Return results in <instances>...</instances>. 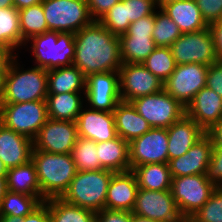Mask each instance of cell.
<instances>
[{
    "label": "cell",
    "mask_w": 222,
    "mask_h": 222,
    "mask_svg": "<svg viewBox=\"0 0 222 222\" xmlns=\"http://www.w3.org/2000/svg\"><path fill=\"white\" fill-rule=\"evenodd\" d=\"M6 75L7 71H0V105L4 96Z\"/></svg>",
    "instance_id": "cell-52"
},
{
    "label": "cell",
    "mask_w": 222,
    "mask_h": 222,
    "mask_svg": "<svg viewBox=\"0 0 222 222\" xmlns=\"http://www.w3.org/2000/svg\"><path fill=\"white\" fill-rule=\"evenodd\" d=\"M42 2L43 0H13L14 7L17 10H21V9H24L33 5H37Z\"/></svg>",
    "instance_id": "cell-51"
},
{
    "label": "cell",
    "mask_w": 222,
    "mask_h": 222,
    "mask_svg": "<svg viewBox=\"0 0 222 222\" xmlns=\"http://www.w3.org/2000/svg\"><path fill=\"white\" fill-rule=\"evenodd\" d=\"M42 8L48 31L75 34L95 21L87 0H43Z\"/></svg>",
    "instance_id": "cell-6"
},
{
    "label": "cell",
    "mask_w": 222,
    "mask_h": 222,
    "mask_svg": "<svg viewBox=\"0 0 222 222\" xmlns=\"http://www.w3.org/2000/svg\"><path fill=\"white\" fill-rule=\"evenodd\" d=\"M130 170L155 163L168 164V134L165 128H151L129 143Z\"/></svg>",
    "instance_id": "cell-15"
},
{
    "label": "cell",
    "mask_w": 222,
    "mask_h": 222,
    "mask_svg": "<svg viewBox=\"0 0 222 222\" xmlns=\"http://www.w3.org/2000/svg\"><path fill=\"white\" fill-rule=\"evenodd\" d=\"M33 140L0 123V159L8 169L31 160Z\"/></svg>",
    "instance_id": "cell-20"
},
{
    "label": "cell",
    "mask_w": 222,
    "mask_h": 222,
    "mask_svg": "<svg viewBox=\"0 0 222 222\" xmlns=\"http://www.w3.org/2000/svg\"><path fill=\"white\" fill-rule=\"evenodd\" d=\"M77 137L76 122L49 118L33 140V150L71 154Z\"/></svg>",
    "instance_id": "cell-14"
},
{
    "label": "cell",
    "mask_w": 222,
    "mask_h": 222,
    "mask_svg": "<svg viewBox=\"0 0 222 222\" xmlns=\"http://www.w3.org/2000/svg\"><path fill=\"white\" fill-rule=\"evenodd\" d=\"M208 25L222 20V0H195Z\"/></svg>",
    "instance_id": "cell-42"
},
{
    "label": "cell",
    "mask_w": 222,
    "mask_h": 222,
    "mask_svg": "<svg viewBox=\"0 0 222 222\" xmlns=\"http://www.w3.org/2000/svg\"><path fill=\"white\" fill-rule=\"evenodd\" d=\"M48 94L80 92L86 89V77L74 65L47 71Z\"/></svg>",
    "instance_id": "cell-27"
},
{
    "label": "cell",
    "mask_w": 222,
    "mask_h": 222,
    "mask_svg": "<svg viewBox=\"0 0 222 222\" xmlns=\"http://www.w3.org/2000/svg\"><path fill=\"white\" fill-rule=\"evenodd\" d=\"M98 21L116 36L126 33L131 24L127 19L126 4L122 0L110 8Z\"/></svg>",
    "instance_id": "cell-38"
},
{
    "label": "cell",
    "mask_w": 222,
    "mask_h": 222,
    "mask_svg": "<svg viewBox=\"0 0 222 222\" xmlns=\"http://www.w3.org/2000/svg\"><path fill=\"white\" fill-rule=\"evenodd\" d=\"M120 0H87V5L92 18L98 21L110 8Z\"/></svg>",
    "instance_id": "cell-46"
},
{
    "label": "cell",
    "mask_w": 222,
    "mask_h": 222,
    "mask_svg": "<svg viewBox=\"0 0 222 222\" xmlns=\"http://www.w3.org/2000/svg\"><path fill=\"white\" fill-rule=\"evenodd\" d=\"M15 56L9 63L5 91L2 103H24L46 100L48 95V76L44 68L33 66L24 67L18 63Z\"/></svg>",
    "instance_id": "cell-3"
},
{
    "label": "cell",
    "mask_w": 222,
    "mask_h": 222,
    "mask_svg": "<svg viewBox=\"0 0 222 222\" xmlns=\"http://www.w3.org/2000/svg\"><path fill=\"white\" fill-rule=\"evenodd\" d=\"M121 101L155 94L163 89V82L142 63H123L119 69Z\"/></svg>",
    "instance_id": "cell-12"
},
{
    "label": "cell",
    "mask_w": 222,
    "mask_h": 222,
    "mask_svg": "<svg viewBox=\"0 0 222 222\" xmlns=\"http://www.w3.org/2000/svg\"><path fill=\"white\" fill-rule=\"evenodd\" d=\"M48 119L46 100L0 105V123L31 140Z\"/></svg>",
    "instance_id": "cell-7"
},
{
    "label": "cell",
    "mask_w": 222,
    "mask_h": 222,
    "mask_svg": "<svg viewBox=\"0 0 222 222\" xmlns=\"http://www.w3.org/2000/svg\"><path fill=\"white\" fill-rule=\"evenodd\" d=\"M81 93L85 94L83 91L48 94L46 98L48 118L76 122L84 105Z\"/></svg>",
    "instance_id": "cell-28"
},
{
    "label": "cell",
    "mask_w": 222,
    "mask_h": 222,
    "mask_svg": "<svg viewBox=\"0 0 222 222\" xmlns=\"http://www.w3.org/2000/svg\"><path fill=\"white\" fill-rule=\"evenodd\" d=\"M170 50L177 65L198 63L209 66L219 60L210 27L197 32L182 33L172 43Z\"/></svg>",
    "instance_id": "cell-9"
},
{
    "label": "cell",
    "mask_w": 222,
    "mask_h": 222,
    "mask_svg": "<svg viewBox=\"0 0 222 222\" xmlns=\"http://www.w3.org/2000/svg\"><path fill=\"white\" fill-rule=\"evenodd\" d=\"M215 189L205 174H196L172 178L170 191L181 216L189 219L209 200Z\"/></svg>",
    "instance_id": "cell-8"
},
{
    "label": "cell",
    "mask_w": 222,
    "mask_h": 222,
    "mask_svg": "<svg viewBox=\"0 0 222 222\" xmlns=\"http://www.w3.org/2000/svg\"><path fill=\"white\" fill-rule=\"evenodd\" d=\"M130 102L152 128L168 129L185 115V107L164 89Z\"/></svg>",
    "instance_id": "cell-10"
},
{
    "label": "cell",
    "mask_w": 222,
    "mask_h": 222,
    "mask_svg": "<svg viewBox=\"0 0 222 222\" xmlns=\"http://www.w3.org/2000/svg\"><path fill=\"white\" fill-rule=\"evenodd\" d=\"M0 45L14 51L25 46L21 37L19 12L15 7L0 8Z\"/></svg>",
    "instance_id": "cell-32"
},
{
    "label": "cell",
    "mask_w": 222,
    "mask_h": 222,
    "mask_svg": "<svg viewBox=\"0 0 222 222\" xmlns=\"http://www.w3.org/2000/svg\"><path fill=\"white\" fill-rule=\"evenodd\" d=\"M155 11L152 38L157 47H170L182 35L177 24L161 9Z\"/></svg>",
    "instance_id": "cell-37"
},
{
    "label": "cell",
    "mask_w": 222,
    "mask_h": 222,
    "mask_svg": "<svg viewBox=\"0 0 222 222\" xmlns=\"http://www.w3.org/2000/svg\"><path fill=\"white\" fill-rule=\"evenodd\" d=\"M160 9L177 24L182 33L197 32L209 27L195 0L169 2Z\"/></svg>",
    "instance_id": "cell-23"
},
{
    "label": "cell",
    "mask_w": 222,
    "mask_h": 222,
    "mask_svg": "<svg viewBox=\"0 0 222 222\" xmlns=\"http://www.w3.org/2000/svg\"><path fill=\"white\" fill-rule=\"evenodd\" d=\"M131 213L158 222H181L184 219L170 190L138 189Z\"/></svg>",
    "instance_id": "cell-13"
},
{
    "label": "cell",
    "mask_w": 222,
    "mask_h": 222,
    "mask_svg": "<svg viewBox=\"0 0 222 222\" xmlns=\"http://www.w3.org/2000/svg\"><path fill=\"white\" fill-rule=\"evenodd\" d=\"M154 23L155 13L132 22L128 31L122 35H152Z\"/></svg>",
    "instance_id": "cell-44"
},
{
    "label": "cell",
    "mask_w": 222,
    "mask_h": 222,
    "mask_svg": "<svg viewBox=\"0 0 222 222\" xmlns=\"http://www.w3.org/2000/svg\"><path fill=\"white\" fill-rule=\"evenodd\" d=\"M206 87L222 97V60L208 66Z\"/></svg>",
    "instance_id": "cell-43"
},
{
    "label": "cell",
    "mask_w": 222,
    "mask_h": 222,
    "mask_svg": "<svg viewBox=\"0 0 222 222\" xmlns=\"http://www.w3.org/2000/svg\"><path fill=\"white\" fill-rule=\"evenodd\" d=\"M7 171H8L7 168L0 159V176H6Z\"/></svg>",
    "instance_id": "cell-58"
},
{
    "label": "cell",
    "mask_w": 222,
    "mask_h": 222,
    "mask_svg": "<svg viewBox=\"0 0 222 222\" xmlns=\"http://www.w3.org/2000/svg\"><path fill=\"white\" fill-rule=\"evenodd\" d=\"M18 12L21 37L25 43L32 37L48 31L42 3L18 10Z\"/></svg>",
    "instance_id": "cell-33"
},
{
    "label": "cell",
    "mask_w": 222,
    "mask_h": 222,
    "mask_svg": "<svg viewBox=\"0 0 222 222\" xmlns=\"http://www.w3.org/2000/svg\"><path fill=\"white\" fill-rule=\"evenodd\" d=\"M34 163L42 195L48 199L61 197L77 173L72 154H55L33 150Z\"/></svg>",
    "instance_id": "cell-2"
},
{
    "label": "cell",
    "mask_w": 222,
    "mask_h": 222,
    "mask_svg": "<svg viewBox=\"0 0 222 222\" xmlns=\"http://www.w3.org/2000/svg\"><path fill=\"white\" fill-rule=\"evenodd\" d=\"M208 66L198 63L177 65L163 83V89L185 108L198 91L206 87Z\"/></svg>",
    "instance_id": "cell-11"
},
{
    "label": "cell",
    "mask_w": 222,
    "mask_h": 222,
    "mask_svg": "<svg viewBox=\"0 0 222 222\" xmlns=\"http://www.w3.org/2000/svg\"><path fill=\"white\" fill-rule=\"evenodd\" d=\"M7 190L37 197L41 202L46 198L42 195L37 172L32 160L8 169L6 174Z\"/></svg>",
    "instance_id": "cell-26"
},
{
    "label": "cell",
    "mask_w": 222,
    "mask_h": 222,
    "mask_svg": "<svg viewBox=\"0 0 222 222\" xmlns=\"http://www.w3.org/2000/svg\"><path fill=\"white\" fill-rule=\"evenodd\" d=\"M205 175L216 188L222 187V148H213Z\"/></svg>",
    "instance_id": "cell-41"
},
{
    "label": "cell",
    "mask_w": 222,
    "mask_h": 222,
    "mask_svg": "<svg viewBox=\"0 0 222 222\" xmlns=\"http://www.w3.org/2000/svg\"><path fill=\"white\" fill-rule=\"evenodd\" d=\"M17 55L0 45V71H7L10 61Z\"/></svg>",
    "instance_id": "cell-50"
},
{
    "label": "cell",
    "mask_w": 222,
    "mask_h": 222,
    "mask_svg": "<svg viewBox=\"0 0 222 222\" xmlns=\"http://www.w3.org/2000/svg\"><path fill=\"white\" fill-rule=\"evenodd\" d=\"M96 222H131V212L104 208L96 212Z\"/></svg>",
    "instance_id": "cell-45"
},
{
    "label": "cell",
    "mask_w": 222,
    "mask_h": 222,
    "mask_svg": "<svg viewBox=\"0 0 222 222\" xmlns=\"http://www.w3.org/2000/svg\"><path fill=\"white\" fill-rule=\"evenodd\" d=\"M213 144L205 134L184 155L168 161L172 178L205 174L211 160Z\"/></svg>",
    "instance_id": "cell-18"
},
{
    "label": "cell",
    "mask_w": 222,
    "mask_h": 222,
    "mask_svg": "<svg viewBox=\"0 0 222 222\" xmlns=\"http://www.w3.org/2000/svg\"><path fill=\"white\" fill-rule=\"evenodd\" d=\"M83 108L76 119L79 137L98 143L112 140L118 136L113 112Z\"/></svg>",
    "instance_id": "cell-17"
},
{
    "label": "cell",
    "mask_w": 222,
    "mask_h": 222,
    "mask_svg": "<svg viewBox=\"0 0 222 222\" xmlns=\"http://www.w3.org/2000/svg\"><path fill=\"white\" fill-rule=\"evenodd\" d=\"M189 219L192 222H222V187L216 188L209 200Z\"/></svg>",
    "instance_id": "cell-39"
},
{
    "label": "cell",
    "mask_w": 222,
    "mask_h": 222,
    "mask_svg": "<svg viewBox=\"0 0 222 222\" xmlns=\"http://www.w3.org/2000/svg\"><path fill=\"white\" fill-rule=\"evenodd\" d=\"M122 63H143L157 47L152 35H120Z\"/></svg>",
    "instance_id": "cell-30"
},
{
    "label": "cell",
    "mask_w": 222,
    "mask_h": 222,
    "mask_svg": "<svg viewBox=\"0 0 222 222\" xmlns=\"http://www.w3.org/2000/svg\"><path fill=\"white\" fill-rule=\"evenodd\" d=\"M131 222H158V221L131 213Z\"/></svg>",
    "instance_id": "cell-54"
},
{
    "label": "cell",
    "mask_w": 222,
    "mask_h": 222,
    "mask_svg": "<svg viewBox=\"0 0 222 222\" xmlns=\"http://www.w3.org/2000/svg\"><path fill=\"white\" fill-rule=\"evenodd\" d=\"M71 154L77 171L104 169L99 163L96 142L90 139L78 136Z\"/></svg>",
    "instance_id": "cell-35"
},
{
    "label": "cell",
    "mask_w": 222,
    "mask_h": 222,
    "mask_svg": "<svg viewBox=\"0 0 222 222\" xmlns=\"http://www.w3.org/2000/svg\"><path fill=\"white\" fill-rule=\"evenodd\" d=\"M99 163L104 169L113 172L130 171L129 142L121 137L96 143Z\"/></svg>",
    "instance_id": "cell-25"
},
{
    "label": "cell",
    "mask_w": 222,
    "mask_h": 222,
    "mask_svg": "<svg viewBox=\"0 0 222 222\" xmlns=\"http://www.w3.org/2000/svg\"><path fill=\"white\" fill-rule=\"evenodd\" d=\"M213 38L217 57L222 60V20L209 25Z\"/></svg>",
    "instance_id": "cell-48"
},
{
    "label": "cell",
    "mask_w": 222,
    "mask_h": 222,
    "mask_svg": "<svg viewBox=\"0 0 222 222\" xmlns=\"http://www.w3.org/2000/svg\"><path fill=\"white\" fill-rule=\"evenodd\" d=\"M126 4L127 19L130 23L154 14L158 9L155 0H122Z\"/></svg>",
    "instance_id": "cell-40"
},
{
    "label": "cell",
    "mask_w": 222,
    "mask_h": 222,
    "mask_svg": "<svg viewBox=\"0 0 222 222\" xmlns=\"http://www.w3.org/2000/svg\"><path fill=\"white\" fill-rule=\"evenodd\" d=\"M113 115L117 135L129 143L152 128L131 102L120 101Z\"/></svg>",
    "instance_id": "cell-24"
},
{
    "label": "cell",
    "mask_w": 222,
    "mask_h": 222,
    "mask_svg": "<svg viewBox=\"0 0 222 222\" xmlns=\"http://www.w3.org/2000/svg\"><path fill=\"white\" fill-rule=\"evenodd\" d=\"M51 222H96V213L70 203L60 197L48 198Z\"/></svg>",
    "instance_id": "cell-31"
},
{
    "label": "cell",
    "mask_w": 222,
    "mask_h": 222,
    "mask_svg": "<svg viewBox=\"0 0 222 222\" xmlns=\"http://www.w3.org/2000/svg\"><path fill=\"white\" fill-rule=\"evenodd\" d=\"M138 189L135 174L131 170L114 173L108 185L105 208L131 212Z\"/></svg>",
    "instance_id": "cell-21"
},
{
    "label": "cell",
    "mask_w": 222,
    "mask_h": 222,
    "mask_svg": "<svg viewBox=\"0 0 222 222\" xmlns=\"http://www.w3.org/2000/svg\"><path fill=\"white\" fill-rule=\"evenodd\" d=\"M167 134L169 161L187 153L206 132L193 119L184 115L167 129Z\"/></svg>",
    "instance_id": "cell-22"
},
{
    "label": "cell",
    "mask_w": 222,
    "mask_h": 222,
    "mask_svg": "<svg viewBox=\"0 0 222 222\" xmlns=\"http://www.w3.org/2000/svg\"><path fill=\"white\" fill-rule=\"evenodd\" d=\"M41 203L37 197L7 190L0 205V215L23 218Z\"/></svg>",
    "instance_id": "cell-34"
},
{
    "label": "cell",
    "mask_w": 222,
    "mask_h": 222,
    "mask_svg": "<svg viewBox=\"0 0 222 222\" xmlns=\"http://www.w3.org/2000/svg\"><path fill=\"white\" fill-rule=\"evenodd\" d=\"M0 222H21V218L9 215H0Z\"/></svg>",
    "instance_id": "cell-55"
},
{
    "label": "cell",
    "mask_w": 222,
    "mask_h": 222,
    "mask_svg": "<svg viewBox=\"0 0 222 222\" xmlns=\"http://www.w3.org/2000/svg\"><path fill=\"white\" fill-rule=\"evenodd\" d=\"M173 1H177V0H155L158 9H160L163 5L169 2H173Z\"/></svg>",
    "instance_id": "cell-57"
},
{
    "label": "cell",
    "mask_w": 222,
    "mask_h": 222,
    "mask_svg": "<svg viewBox=\"0 0 222 222\" xmlns=\"http://www.w3.org/2000/svg\"><path fill=\"white\" fill-rule=\"evenodd\" d=\"M181 222H192L190 219H183Z\"/></svg>",
    "instance_id": "cell-59"
},
{
    "label": "cell",
    "mask_w": 222,
    "mask_h": 222,
    "mask_svg": "<svg viewBox=\"0 0 222 222\" xmlns=\"http://www.w3.org/2000/svg\"><path fill=\"white\" fill-rule=\"evenodd\" d=\"M73 65L85 77L91 74L119 72L121 49L119 36L112 34L99 21L83 27L74 34Z\"/></svg>",
    "instance_id": "cell-1"
},
{
    "label": "cell",
    "mask_w": 222,
    "mask_h": 222,
    "mask_svg": "<svg viewBox=\"0 0 222 222\" xmlns=\"http://www.w3.org/2000/svg\"><path fill=\"white\" fill-rule=\"evenodd\" d=\"M142 64L163 83L177 66L170 47H156Z\"/></svg>",
    "instance_id": "cell-36"
},
{
    "label": "cell",
    "mask_w": 222,
    "mask_h": 222,
    "mask_svg": "<svg viewBox=\"0 0 222 222\" xmlns=\"http://www.w3.org/2000/svg\"><path fill=\"white\" fill-rule=\"evenodd\" d=\"M185 115L193 119L205 132L222 120V97L204 87L185 108Z\"/></svg>",
    "instance_id": "cell-19"
},
{
    "label": "cell",
    "mask_w": 222,
    "mask_h": 222,
    "mask_svg": "<svg viewBox=\"0 0 222 222\" xmlns=\"http://www.w3.org/2000/svg\"><path fill=\"white\" fill-rule=\"evenodd\" d=\"M35 66L46 71L72 66L75 57L74 34L70 32L47 31L29 39Z\"/></svg>",
    "instance_id": "cell-5"
},
{
    "label": "cell",
    "mask_w": 222,
    "mask_h": 222,
    "mask_svg": "<svg viewBox=\"0 0 222 222\" xmlns=\"http://www.w3.org/2000/svg\"><path fill=\"white\" fill-rule=\"evenodd\" d=\"M114 173L108 169L77 171L60 198L67 203L99 212L105 208L108 185Z\"/></svg>",
    "instance_id": "cell-4"
},
{
    "label": "cell",
    "mask_w": 222,
    "mask_h": 222,
    "mask_svg": "<svg viewBox=\"0 0 222 222\" xmlns=\"http://www.w3.org/2000/svg\"><path fill=\"white\" fill-rule=\"evenodd\" d=\"M6 192H7L6 176H0V205Z\"/></svg>",
    "instance_id": "cell-53"
},
{
    "label": "cell",
    "mask_w": 222,
    "mask_h": 222,
    "mask_svg": "<svg viewBox=\"0 0 222 222\" xmlns=\"http://www.w3.org/2000/svg\"><path fill=\"white\" fill-rule=\"evenodd\" d=\"M21 222H51L48 205L42 202L30 214L21 218Z\"/></svg>",
    "instance_id": "cell-47"
},
{
    "label": "cell",
    "mask_w": 222,
    "mask_h": 222,
    "mask_svg": "<svg viewBox=\"0 0 222 222\" xmlns=\"http://www.w3.org/2000/svg\"><path fill=\"white\" fill-rule=\"evenodd\" d=\"M136 177L139 189L170 190L172 175L166 163L145 164L131 170Z\"/></svg>",
    "instance_id": "cell-29"
},
{
    "label": "cell",
    "mask_w": 222,
    "mask_h": 222,
    "mask_svg": "<svg viewBox=\"0 0 222 222\" xmlns=\"http://www.w3.org/2000/svg\"><path fill=\"white\" fill-rule=\"evenodd\" d=\"M14 7L13 0H0V8Z\"/></svg>",
    "instance_id": "cell-56"
},
{
    "label": "cell",
    "mask_w": 222,
    "mask_h": 222,
    "mask_svg": "<svg viewBox=\"0 0 222 222\" xmlns=\"http://www.w3.org/2000/svg\"><path fill=\"white\" fill-rule=\"evenodd\" d=\"M84 98L90 109L113 112L121 101L119 72L97 73L86 77Z\"/></svg>",
    "instance_id": "cell-16"
},
{
    "label": "cell",
    "mask_w": 222,
    "mask_h": 222,
    "mask_svg": "<svg viewBox=\"0 0 222 222\" xmlns=\"http://www.w3.org/2000/svg\"><path fill=\"white\" fill-rule=\"evenodd\" d=\"M206 134L212 140L213 148H222V120L213 125Z\"/></svg>",
    "instance_id": "cell-49"
}]
</instances>
